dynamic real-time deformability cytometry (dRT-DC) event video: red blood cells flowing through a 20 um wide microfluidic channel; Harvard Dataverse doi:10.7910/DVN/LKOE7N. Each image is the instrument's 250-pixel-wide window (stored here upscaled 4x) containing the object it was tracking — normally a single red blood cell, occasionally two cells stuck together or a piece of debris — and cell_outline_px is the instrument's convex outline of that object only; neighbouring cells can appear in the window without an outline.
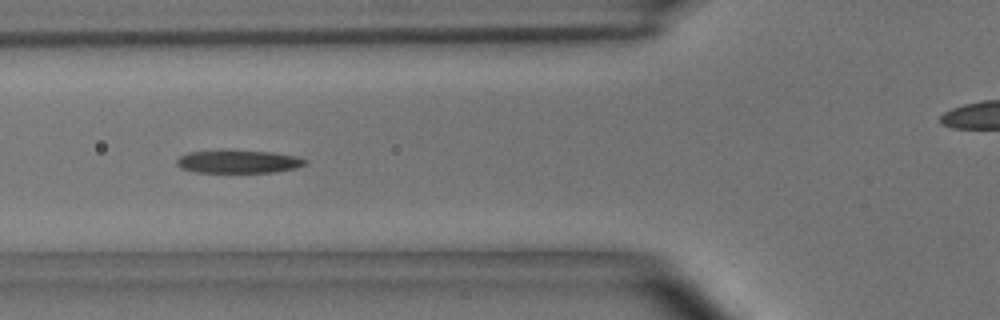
{"species": "common noctule bat (a hibernating species)", "species_latin": "Nyctalus noctula", "temperature_condition": "room temperature", "stored_images_in_passage": 15, "camera_frame_rate_fps": 3000, "um_per_image_px": 0.085, "animal": {"sex": "male", "body_mass_g": 15.6}, "frame": {"image": 1, "passage_image": 5, "time_ms": 1.333, "image_size_px": [1000, 320], "cell_outline_px": [[308, 160], [304, 164], [296, 168], [276, 172], [196, 172], [180, 168], [176, 164], [176, 160], [180, 156], [188, 152], [224, 148], [272, 152], [296, 156]], "centroid_in_image_um": [20.21, 13.7], "position_along_channel_um": 105.6, "area_um2": 17.8}}
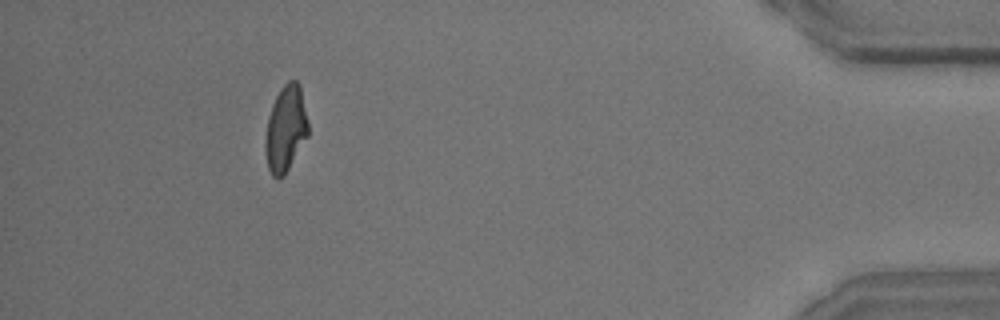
{"frame": {"image": 2, "passage_image": 15, "time_ms": 4.667, "image_size_px": [1000, 320], "cell_outline_px": [[308, 136], [284, 176], [276, 180], [272, 176], [268, 168], [264, 148], [264, 140], [268, 116], [272, 104], [280, 88], [288, 80], [296, 80], [300, 84], [308, 120]], "centroid_in_image_um": [24.27, 10.95], "position_along_channel_um": 410.9, "area_um2": 21.85}}